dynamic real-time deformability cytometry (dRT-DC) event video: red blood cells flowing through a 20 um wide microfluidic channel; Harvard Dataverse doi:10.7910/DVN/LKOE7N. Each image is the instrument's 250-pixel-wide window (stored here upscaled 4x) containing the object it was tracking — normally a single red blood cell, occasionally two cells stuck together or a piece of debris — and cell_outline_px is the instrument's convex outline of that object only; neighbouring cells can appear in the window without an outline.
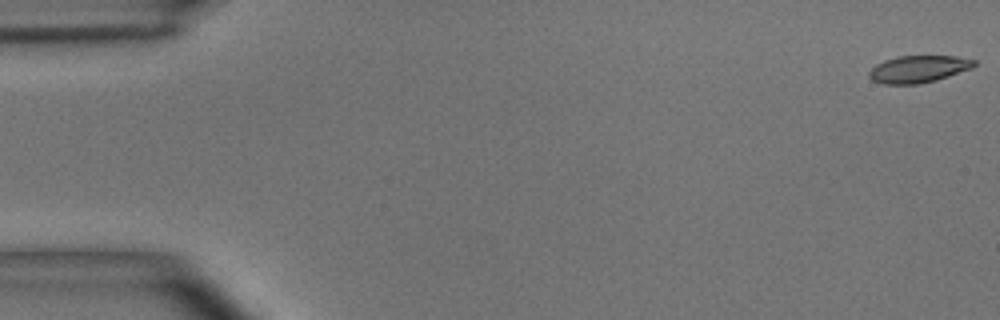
{"species": "common noctule bat (a hibernating species)", "species_latin": "Nyctalus noctula", "temperature_condition": "room temperature", "stored_images_in_passage": 55, "camera_frame_rate_fps": 3000, "um_per_image_px": 0.085, "animal": {"sex": "male", "body_mass_g": 15.6}, "frame": {"image": 1, "passage_image": 1, "time_ms": 0.0, "image_size_px": [1000, 320], "cell_outline_px": [[976, 64], [972, 68], [936, 80], [920, 84], [884, 84], [872, 80], [868, 76], [868, 72], [876, 64], [884, 60], [900, 56], [956, 56], [976, 60]], "centroid_in_image_um": [78.06, 5.87], "position_along_channel_um": 6.9, "area_um2": 16.59}}
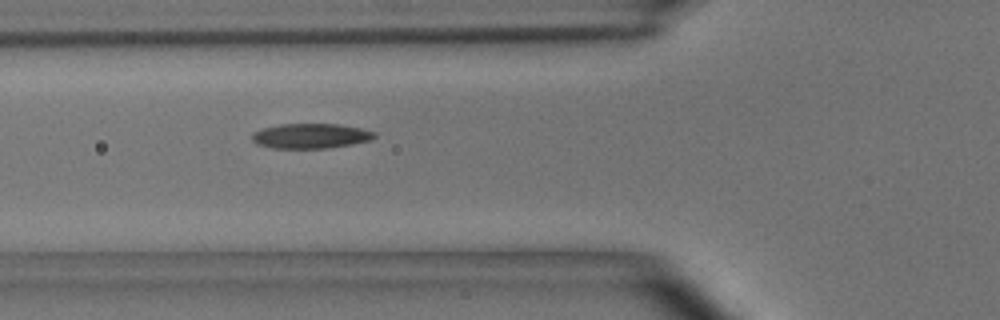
{"frame": {"image": 2, "passage_image": 20, "time_ms": 6.333, "image_size_px": [1000, 320], "cell_outline_px": [[376, 136], [368, 140], [328, 148], [272, 148], [256, 144], [252, 140], [252, 132], [264, 128], [280, 124], [340, 124], [360, 128], [376, 132]], "centroid_in_image_um": [26.36, 11.55], "position_along_channel_um": 99.4, "area_um2": 17.63}}
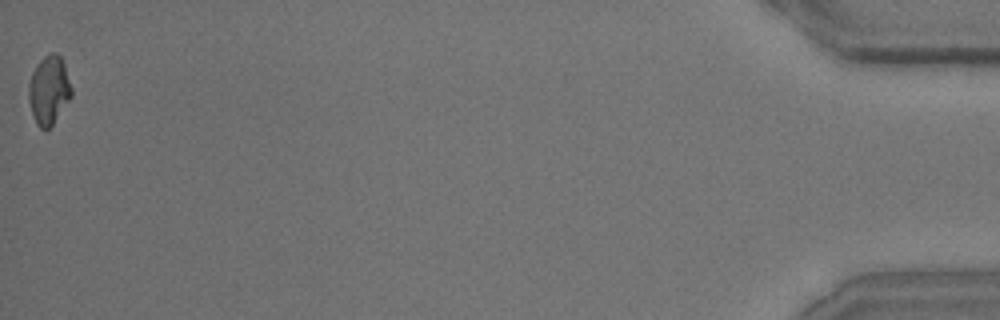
{"frame": {"image": 3, "passage_image": 55, "time_ms": 18.0, "image_size_px": [1000, 320], "cell_outline_px": [[72, 96], [52, 124], [44, 132], [36, 124], [28, 100], [28, 84], [32, 72], [36, 64], [48, 52], [56, 52], [60, 56], [64, 64], [72, 88]], "centroid_in_image_um": [4.14, 7.64], "position_along_channel_um": 431.1, "area_um2": 17.22}, "authors_computed_cell_mechanics": {"area_um2": 17.34, "velocity_mm_per_s": 3.6419, "shape_relaxation_time_tau1_ms": 4.298, "shape_relaxation_time_tau2_ms": 3.7261, "deformation_change_tau1": 0.1414, "deformation_change_tau2": 0.099}}